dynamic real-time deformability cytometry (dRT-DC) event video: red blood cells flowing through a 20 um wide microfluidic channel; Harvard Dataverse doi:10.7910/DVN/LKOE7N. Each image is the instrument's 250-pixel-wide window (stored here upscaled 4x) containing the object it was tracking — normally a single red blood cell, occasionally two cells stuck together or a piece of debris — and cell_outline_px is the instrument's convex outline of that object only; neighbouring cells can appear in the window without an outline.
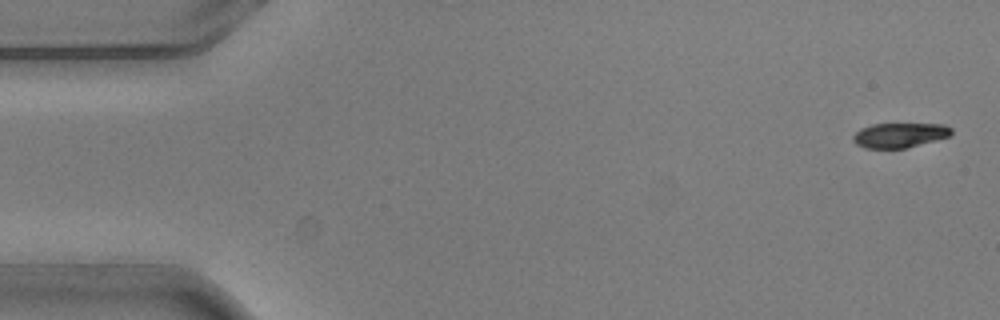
{"species": "common noctule bat (a hibernating species)", "species_latin": "Nyctalus noctula", "temperature_condition": "warm", "stored_images_in_passage": 5, "camera_frame_rate_fps": 3000, "um_per_image_px": 0.085, "animal": {"sex": "male", "body_mass_g": 20.5, "forearm_length_mm": 52.5}, "frame": {"image": 1, "passage_image": 1, "time_ms": 0.0, "image_size_px": [1000, 320], "cell_outline_px": [[952, 132], [948, 136], [936, 140], [908, 148], [864, 148], [856, 144], [852, 140], [852, 136], [860, 128], [872, 124], [944, 124], [952, 128]], "centroid_in_image_um": [76.44, 11.49], "position_along_channel_um": 8.6, "area_um2": 14.22}}
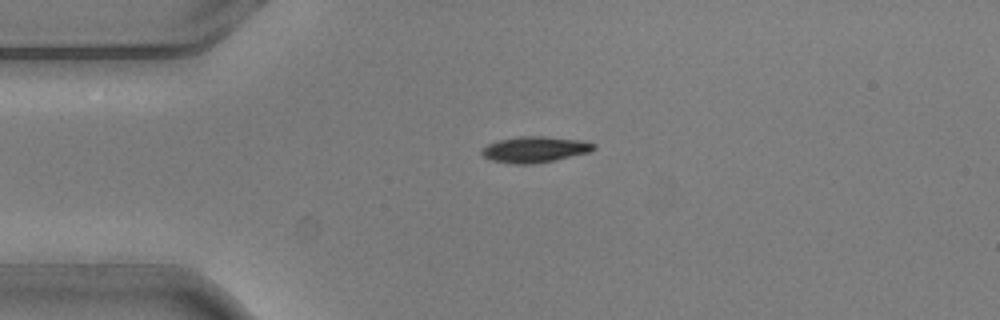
{"frame": {"image": 2, "passage_image": 4, "time_ms": 1.0, "image_size_px": [1000, 320], "cell_outline_px": [[596, 148], [592, 152], [556, 160], [532, 164], [516, 164], [492, 160], [484, 156], [480, 152], [480, 148], [488, 144], [500, 140], [520, 136], [544, 136], [584, 140], [596, 144]], "centroid_in_image_um": [45.52, 12.7], "position_along_channel_um": 39.5, "area_um2": 17.17}}